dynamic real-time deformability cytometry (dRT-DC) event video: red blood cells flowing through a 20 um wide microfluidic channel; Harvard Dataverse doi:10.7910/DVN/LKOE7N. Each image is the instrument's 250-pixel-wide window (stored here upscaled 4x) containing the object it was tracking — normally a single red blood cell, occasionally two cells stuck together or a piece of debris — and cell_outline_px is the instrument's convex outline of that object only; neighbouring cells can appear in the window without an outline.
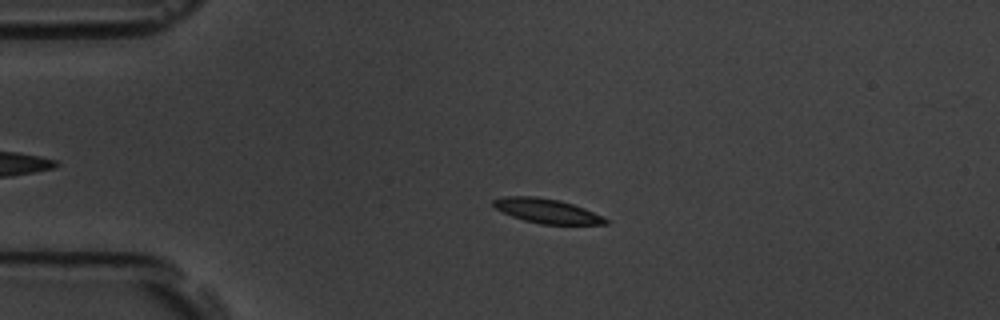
{"species": "common noctule bat (a hibernating species)", "species_latin": "Nyctalus noctula", "temperature_condition": "room temperature", "stored_images_in_passage": 58, "camera_frame_rate_fps": 3000, "um_per_image_px": 0.085, "animal": {"sex": "male", "body_mass_g": 19.5, "forearm_length_mm": 54.6}, "frame": {"image": 1, "passage_image": 13, "time_ms": 4.0, "image_size_px": [1000, 320], "cell_outline_px": [[608, 224], [540, 224], [524, 220], [512, 216], [496, 208], [492, 204], [492, 200], [504, 196], [536, 196], [560, 200], [584, 208], [604, 216], [608, 220]], "centroid_in_image_um": [46.49, 17.92], "position_along_channel_um": 38.5, "area_um2": 15.95}}
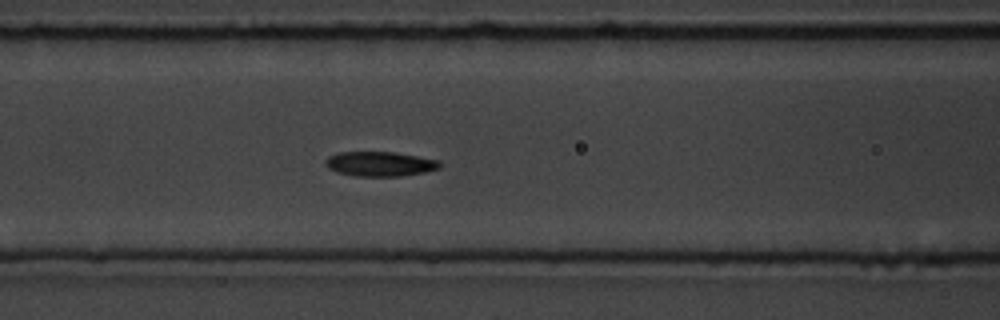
{"frame": {"image": 2, "passage_image": 24, "time_ms": 7.667, "image_size_px": [1000, 320], "cell_outline_px": [[440, 168], [424, 172], [400, 176], [356, 176], [336, 172], [328, 168], [324, 164], [324, 160], [328, 156], [340, 152], [396, 152], [440, 160]], "centroid_in_image_um": [32.27, 13.93], "position_along_channel_um": 134.3, "area_um2": 16.53}}
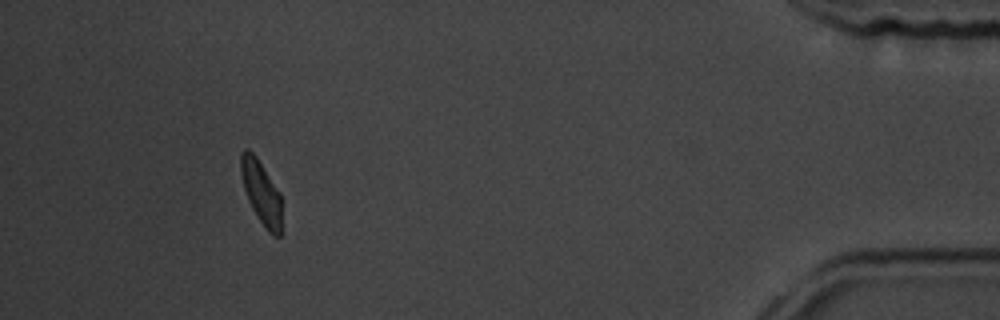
{"frame": {"image": 3, "passage_image": 53, "time_ms": 17.333, "image_size_px": [1000, 320], "cell_outline_px": [[280, 236], [276, 236], [268, 232], [252, 208], [248, 200], [244, 188], [240, 172], [240, 152], [244, 148], [248, 148], [256, 156], [280, 192]], "centroid_in_image_um": [22.17, 16.29], "position_along_channel_um": 413.0, "area_um2": 14.91}, "authors_computed_cell_mechanics": {"area_um2": 16.2418, "velocity_mm_per_s": 3.5436, "shape_relaxation_time_tau1_ms": 5.4218, "shape_relaxation_time_tau2_ms": 2.8725, "deformation_change_tau1": 0.1475, "deformation_change_tau2": 0.0669}}